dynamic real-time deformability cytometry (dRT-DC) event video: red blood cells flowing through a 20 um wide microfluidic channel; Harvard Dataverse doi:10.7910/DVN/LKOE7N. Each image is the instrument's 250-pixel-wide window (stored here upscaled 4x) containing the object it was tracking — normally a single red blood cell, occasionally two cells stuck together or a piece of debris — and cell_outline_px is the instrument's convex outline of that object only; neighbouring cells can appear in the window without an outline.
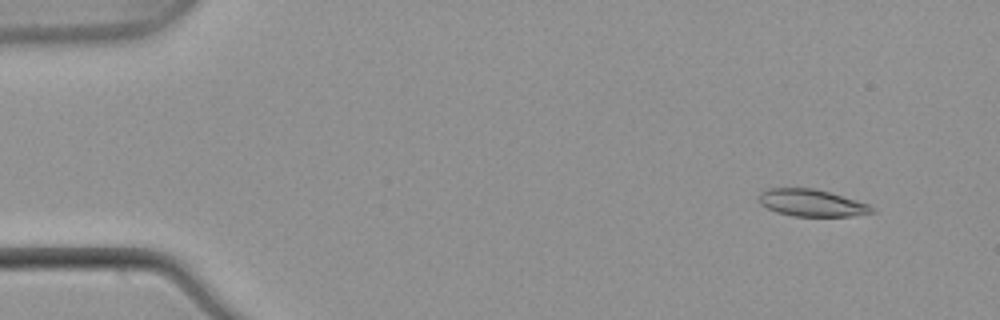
{"species": "common noctule bat (a hibernating species)", "species_latin": "Nyctalus noctula", "temperature_condition": "warm", "stored_images_in_passage": 39, "camera_frame_rate_fps": 3000, "um_per_image_px": 0.085, "animal": {"sex": "male", "body_mass_g": 21.5, "forearm_length_mm": 52.0}, "frame": {"image": 1, "passage_image": 5, "time_ms": 1.333, "image_size_px": [1000, 320], "cell_outline_px": [[876, 212], [852, 216], [792, 216], [776, 212], [760, 204], [756, 196], [760, 192], [768, 188], [816, 188], [856, 200], [868, 204], [876, 208]], "centroid_in_image_um": [68.97, 17.24], "position_along_channel_um": 16.0, "area_um2": 18.03}}
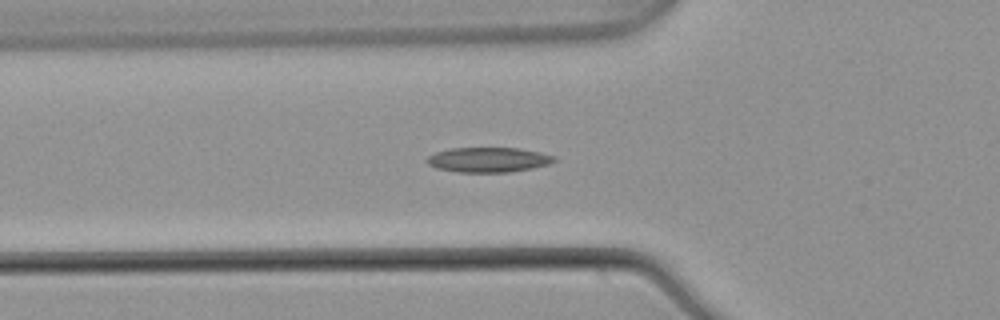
{"frame": {"image": 2, "passage_image": 19, "time_ms": 6.0, "image_size_px": [1000, 320], "cell_outline_px": [[556, 160], [548, 164], [532, 168], [508, 172], [456, 172], [436, 168], [428, 164], [424, 160], [428, 156], [436, 152], [452, 148], [520, 148], [540, 152], [556, 156]], "centroid_in_image_um": [41.49, 13.58], "position_along_channel_um": 84.3, "area_um2": 18.5}}
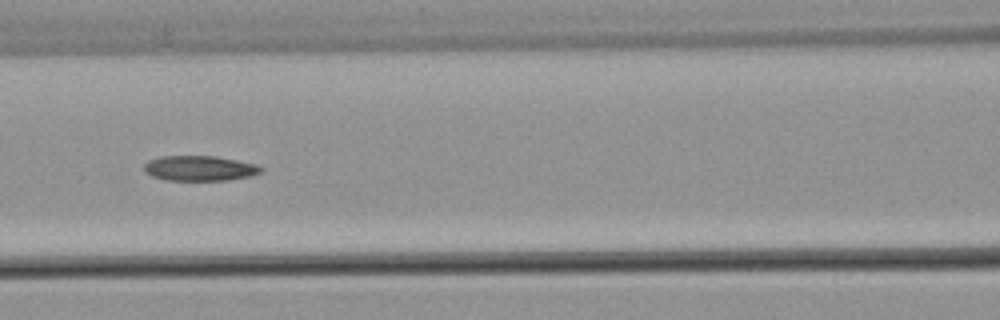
{"frame": {"image": 3, "passage_image": 24, "time_ms": 7.667, "image_size_px": [1000, 320], "cell_outline_px": [[264, 168], [260, 172], [252, 176], [228, 180], [164, 180], [152, 176], [144, 172], [144, 164], [148, 160], [160, 156], [216, 156], [256, 164]], "centroid_in_image_um": [16.95, 14.3], "position_along_channel_um": 149.7, "area_um2": 17.22}}